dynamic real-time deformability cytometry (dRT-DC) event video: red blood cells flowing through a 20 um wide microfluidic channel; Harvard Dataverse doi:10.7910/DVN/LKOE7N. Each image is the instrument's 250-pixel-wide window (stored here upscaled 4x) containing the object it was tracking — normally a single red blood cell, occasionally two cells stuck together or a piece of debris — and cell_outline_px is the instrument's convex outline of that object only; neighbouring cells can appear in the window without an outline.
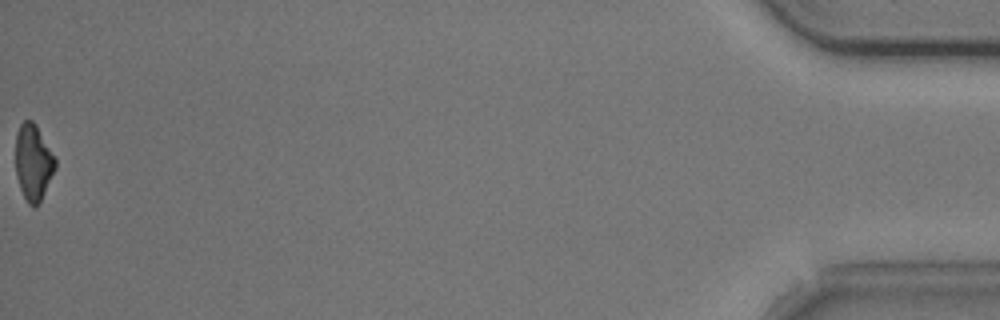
{"species": "common noctule bat (a hibernating species)", "species_latin": "Nyctalus noctula", "temperature_condition": "cold", "stored_images_in_passage": 54, "camera_frame_rate_fps": 3000, "um_per_image_px": 0.085, "animal": {"sex": "male", "body_mass_g": 20.5, "forearm_length_mm": 52.5}, "frame": {"image": 1, "passage_image": 54, "time_ms": 17.667, "image_size_px": [1000, 320], "cell_outline_px": [[56, 168], [40, 200], [36, 204], [28, 204], [20, 188], [16, 176], [16, 136], [20, 124], [24, 120], [32, 120], [36, 124], [56, 156]], "centroid_in_image_um": [2.84, 13.74], "position_along_channel_um": 432.4, "area_um2": 17.51}, "authors_computed_cell_mechanics": {"area_um2": 21.0681, "velocity_mm_per_s": 3.7165, "shape_relaxation_time_tau1_ms": 2.8926, "shape_relaxation_time_tau2_ms": null, "deformation_change_tau1": 0.1155, "deformation_change_tau2": null}}